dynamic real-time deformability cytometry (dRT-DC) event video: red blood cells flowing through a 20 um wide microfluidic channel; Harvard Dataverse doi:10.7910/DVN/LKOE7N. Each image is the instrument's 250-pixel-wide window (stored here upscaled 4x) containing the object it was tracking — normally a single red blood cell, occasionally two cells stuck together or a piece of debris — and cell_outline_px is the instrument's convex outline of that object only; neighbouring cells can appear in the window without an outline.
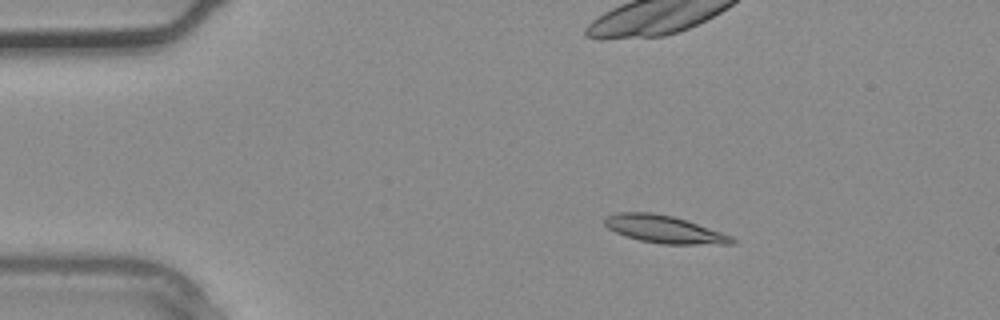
{"species": "common noctule bat (a hibernating species)", "species_latin": "Nyctalus noctula", "temperature_condition": "warm", "stored_images_in_passage": 3, "camera_frame_rate_fps": 3000, "um_per_image_px": 0.085, "animal": {"sex": "male", "body_mass_g": 20.4}, "frame": {"image": 1, "passage_image": 2, "time_ms": 0.333, "image_size_px": [1000, 320], "cell_outline_px": [[736, 240], [732, 244], [664, 244], [640, 240], [624, 236], [608, 228], [604, 224], [604, 216], [616, 212], [652, 212], [672, 216], [732, 236]], "centroid_in_image_um": [56.39, 19.48], "position_along_channel_um": 28.6, "area_um2": 20.23}}